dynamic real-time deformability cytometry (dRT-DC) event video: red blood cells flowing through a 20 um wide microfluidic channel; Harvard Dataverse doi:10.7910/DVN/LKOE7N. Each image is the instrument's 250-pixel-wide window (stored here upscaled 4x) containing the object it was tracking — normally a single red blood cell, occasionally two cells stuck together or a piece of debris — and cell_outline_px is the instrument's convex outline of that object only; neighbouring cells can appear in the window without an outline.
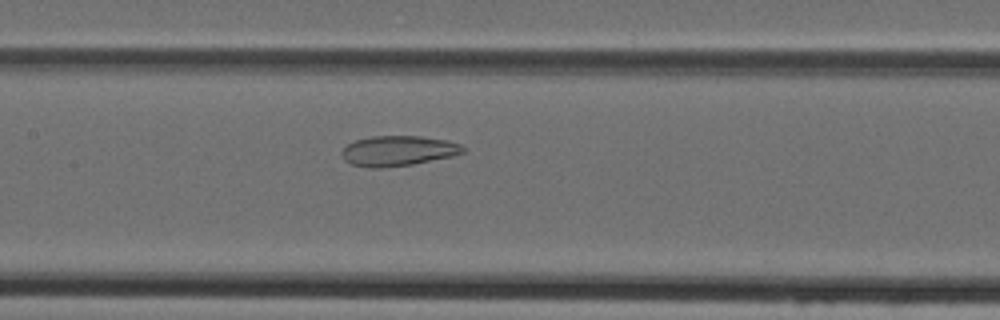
{"species": "Egyptian fruit bat (a non-hibernating species)", "species_latin": "Rousettus aegyptiacus", "temperature_condition": "cold", "stored_images_in_passage": 36, "camera_frame_rate_fps": 3000, "um_per_image_px": 0.085, "animal": {"sex": "female"}, "frame": {"image": 1, "passage_image": 13, "time_ms": 4.0, "image_size_px": [1000, 320], "cell_outline_px": [[464, 152], [452, 156], [412, 164], [380, 168], [368, 168], [352, 164], [344, 160], [340, 152], [348, 144], [356, 140], [372, 136], [420, 136], [448, 140], [460, 144], [464, 148]], "centroid_in_image_um": [33.82, 12.82], "position_along_channel_um": 173.6, "area_um2": 21.27}}
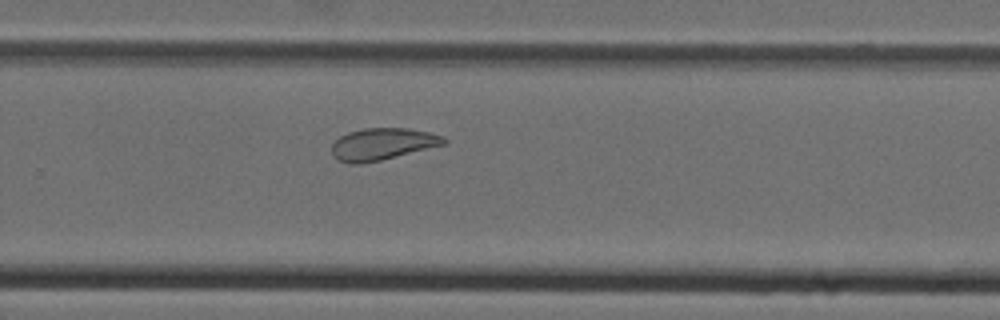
{"frame": {"image": 2, "passage_image": 22, "time_ms": 7.0, "image_size_px": [1000, 320], "cell_outline_px": [[448, 140], [444, 144], [380, 160], [360, 164], [348, 164], [332, 156], [332, 144], [340, 136], [348, 132], [364, 128], [408, 128], [428, 132], [444, 136]], "centroid_in_image_um": [32.48, 12.24], "position_along_channel_um": 297.3, "area_um2": 20.69}}
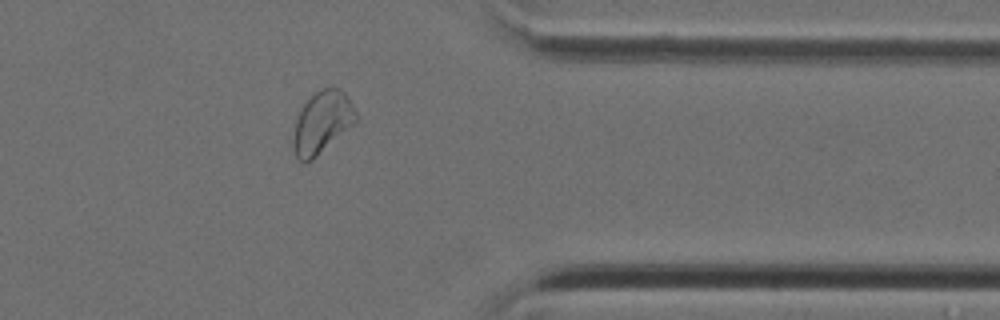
{"frame": {"image": 3, "passage_image": 29, "time_ms": 9.333, "image_size_px": [1000, 320], "cell_outline_px": [[360, 120], [312, 160], [304, 164], [296, 156], [292, 148], [292, 136], [296, 120], [304, 104], [320, 88], [332, 84], [340, 88], [348, 96], [360, 116]], "centroid_in_image_um": [27.42, 10.38], "position_along_channel_um": 384.0, "area_um2": 23.35}}